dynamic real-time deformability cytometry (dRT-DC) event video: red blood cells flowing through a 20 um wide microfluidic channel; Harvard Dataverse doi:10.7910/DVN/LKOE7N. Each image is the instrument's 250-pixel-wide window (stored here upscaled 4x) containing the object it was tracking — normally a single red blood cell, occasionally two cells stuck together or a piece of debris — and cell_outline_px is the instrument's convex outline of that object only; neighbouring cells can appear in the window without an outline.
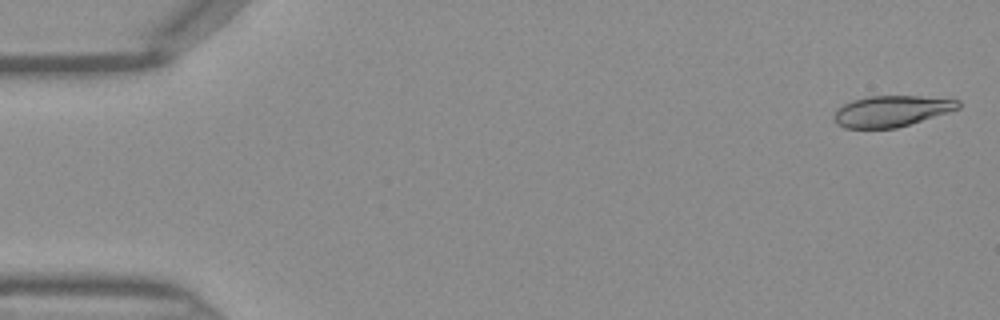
{"species": "Egyptian fruit bat (a non-hibernating species)", "species_latin": "Rousettus aegyptiacus", "temperature_condition": "warm", "stored_images_in_passage": 45, "camera_frame_rate_fps": 3000, "um_per_image_px": 0.085, "frame": {"image": 1, "passage_image": 1, "time_ms": 0.0, "image_size_px": [1000, 320], "cell_outline_px": [[960, 108], [948, 112], [896, 128], [844, 128], [836, 124], [832, 116], [836, 108], [852, 100], [868, 96], [920, 96], [960, 100]], "centroid_in_image_um": [75.72, 9.44], "position_along_channel_um": 9.3, "area_um2": 22.48}}
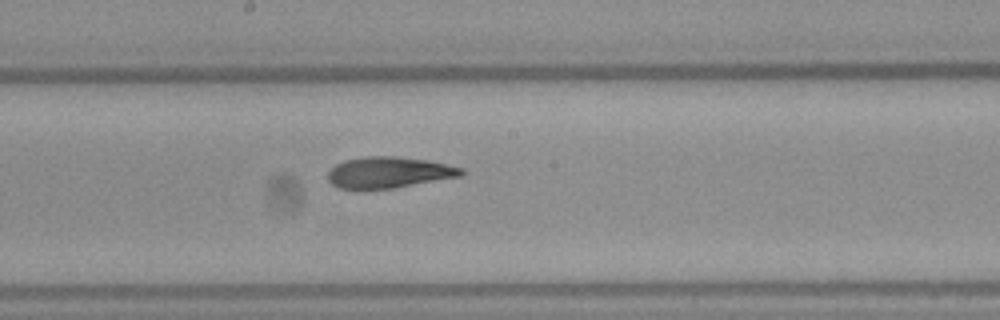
{"frame": {"image": 2, "passage_image": 24, "time_ms": 7.667, "image_size_px": [1000, 320], "cell_outline_px": [[464, 172], [460, 176], [392, 188], [340, 188], [332, 184], [328, 180], [328, 172], [336, 164], [344, 160], [364, 156], [392, 156], [428, 160], [464, 168]], "centroid_in_image_um": [33.04, 14.64], "position_along_channel_um": 215.2, "area_um2": 23.87}}
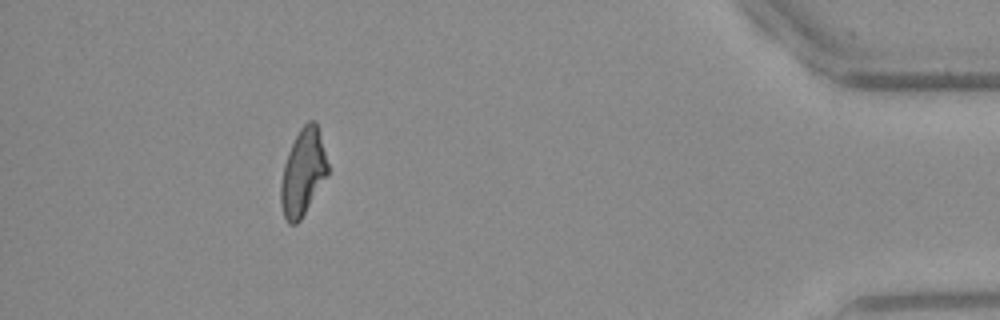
{"frame": {"image": 3, "passage_image": 41, "time_ms": 13.333, "image_size_px": [1000, 320], "cell_outline_px": [[328, 176], [300, 220], [296, 224], [288, 224], [284, 216], [280, 204], [280, 184], [284, 164], [288, 152], [300, 128], [308, 120], [316, 120], [328, 164]], "centroid_in_image_um": [25.75, 14.66], "position_along_channel_um": 409.5, "area_um2": 23.7}}